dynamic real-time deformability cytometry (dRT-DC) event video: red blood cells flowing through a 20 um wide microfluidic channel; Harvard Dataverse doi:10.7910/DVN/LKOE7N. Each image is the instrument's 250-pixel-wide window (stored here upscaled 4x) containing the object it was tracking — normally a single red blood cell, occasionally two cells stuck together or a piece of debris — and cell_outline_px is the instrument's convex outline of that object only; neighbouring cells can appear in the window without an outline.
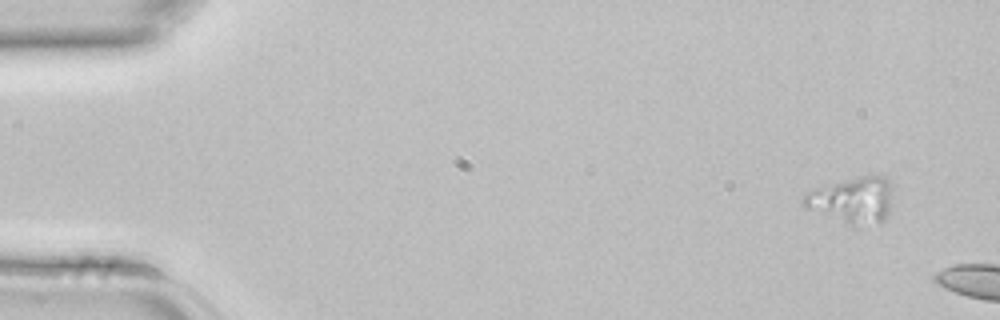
{"species": "common noctule bat (a hibernating species)", "species_latin": "Nyctalus noctula", "temperature_condition": "room temperature", "stored_images_in_passage": 2, "camera_frame_rate_fps": 3000, "um_per_image_px": 0.085, "animal": {"sex": "female", "body_mass_g": 22.7, "forearm_length_mm": 54.2}, "frame": {"image": 1, "passage_image": 1, "time_ms": 0.0, "image_size_px": [1000, 320], "cell_outline_px": [[892, 188], [888, 212], [884, 224], [848, 224], [808, 208], [800, 204], [800, 200], [804, 192], [812, 188], [860, 176], [884, 176], [892, 184]], "centroid_in_image_um": [72.43, 16.99], "position_along_channel_um": 12.6, "area_um2": 23.99}}